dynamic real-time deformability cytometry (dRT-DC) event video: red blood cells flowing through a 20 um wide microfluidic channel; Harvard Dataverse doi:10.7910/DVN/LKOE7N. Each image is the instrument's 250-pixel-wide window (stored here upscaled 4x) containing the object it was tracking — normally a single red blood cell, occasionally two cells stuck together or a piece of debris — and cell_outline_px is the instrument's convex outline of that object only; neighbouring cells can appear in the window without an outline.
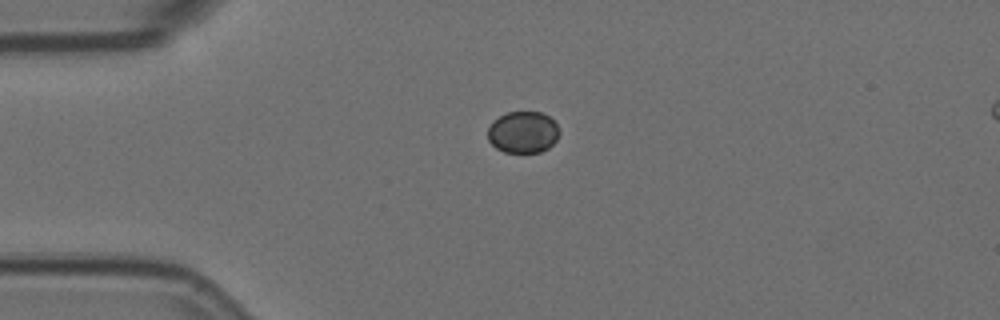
{"species": "Egyptian fruit bat (a non-hibernating species)", "species_latin": "Rousettus aegyptiacus", "temperature_condition": "room temperature", "stored_images_in_passage": 10, "camera_frame_rate_fps": 3000, "um_per_image_px": 0.085, "animal": {"sex": "female"}, "frame": {"image": 1, "passage_image": 1, "time_ms": 0.0, "image_size_px": [1000, 320], "cell_outline_px": [[560, 132], [556, 140], [548, 148], [540, 152], [504, 152], [496, 148], [488, 140], [488, 128], [492, 120], [508, 112], [540, 112], [548, 116], [556, 124]], "centroid_in_image_um": [44.44, 11.24], "position_along_channel_um": 40.6, "area_um2": 17.34}}
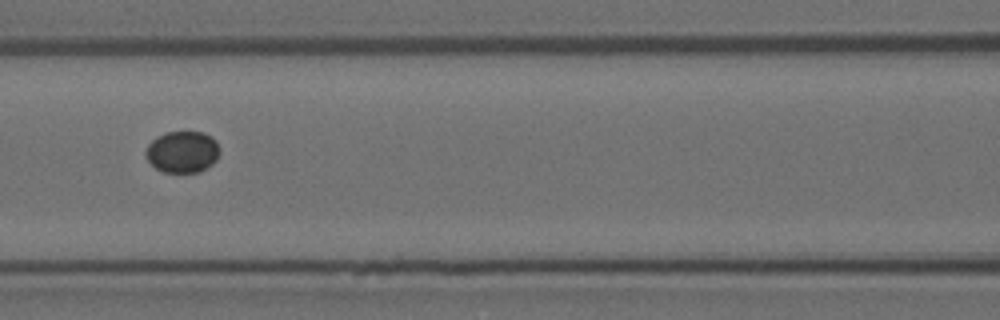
{"frame": {"image": 2, "passage_image": 4, "time_ms": 1.0, "image_size_px": [1000, 320], "cell_outline_px": [[220, 152], [216, 160], [212, 164], [200, 172], [164, 172], [156, 168], [144, 156], [144, 152], [148, 144], [156, 136], [168, 132], [204, 132], [212, 136], [216, 140], [220, 148]], "centroid_in_image_um": [15.52, 12.9], "position_along_channel_um": 151.1, "area_um2": 18.15}}
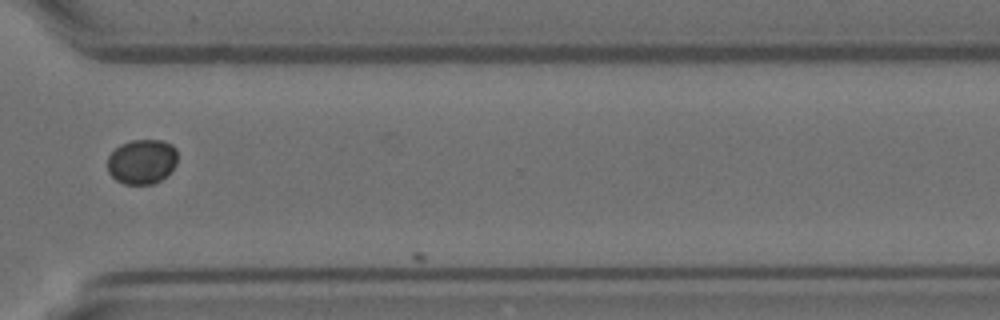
{"frame": {"image": 3, "passage_image": 9, "time_ms": 2.667, "image_size_px": [1000, 320], "cell_outline_px": [[176, 164], [160, 180], [152, 184], [124, 184], [116, 180], [108, 172], [108, 156], [120, 144], [132, 140], [164, 140], [172, 144], [176, 148]], "centroid_in_image_um": [12.05, 13.72], "position_along_channel_um": 358.5, "area_um2": 18.21}}